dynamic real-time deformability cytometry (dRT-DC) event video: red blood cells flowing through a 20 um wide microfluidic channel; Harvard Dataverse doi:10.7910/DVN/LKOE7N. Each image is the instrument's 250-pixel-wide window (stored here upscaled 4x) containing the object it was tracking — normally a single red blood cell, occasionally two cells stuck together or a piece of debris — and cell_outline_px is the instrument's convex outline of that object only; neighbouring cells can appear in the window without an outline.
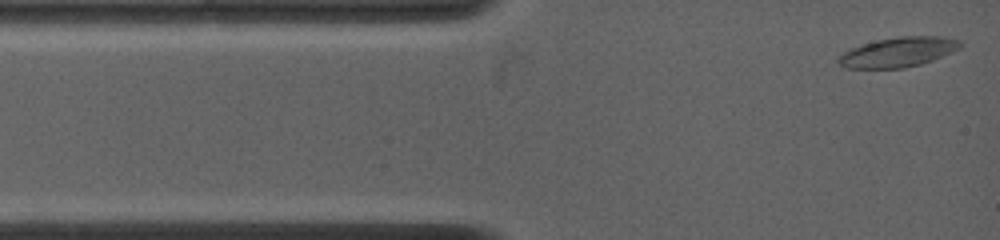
{"species": "common noctule bat (a hibernating species)", "species_latin": "Nyctalus noctula", "temperature_condition": "warm", "stored_images_in_passage": 32, "camera_frame_rate_fps": 4500, "um_per_image_px": 0.085, "animal": {"sex": "female", "body_mass_g": 19.0, "forearm_length_mm": 53.3}, "frame": {"image": 1, "passage_image": 1, "time_ms": 0.0, "image_size_px": [1000, 240], "cell_outline_px": [[964, 44], [960, 48], [932, 60], [920, 64], [904, 68], [844, 68], [836, 60], [836, 56], [852, 48], [876, 40], [900, 36], [940, 36], [960, 40]], "centroid_in_image_um": [76.33, 4.43], "position_along_channel_um": 8.7, "area_um2": 21.1}}
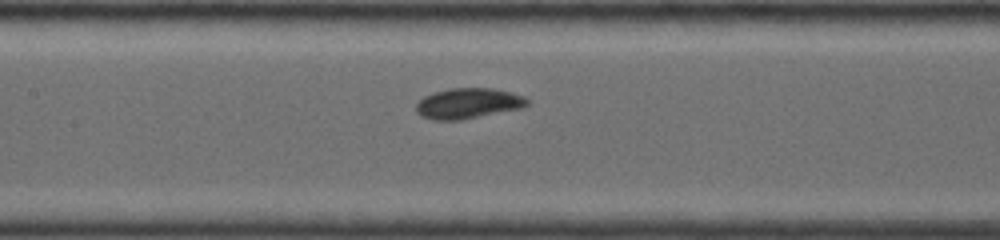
{"frame": {"image": 2, "passage_image": 14, "time_ms": 5.333, "image_size_px": [1000, 240], "cell_outline_px": [[528, 104], [524, 108], [460, 120], [432, 120], [420, 116], [416, 112], [416, 104], [424, 96], [432, 92], [448, 88], [492, 88], [512, 92], [524, 96], [528, 100]], "centroid_in_image_um": [39.78, 8.78], "position_along_channel_um": 167.6, "area_um2": 20.0}}
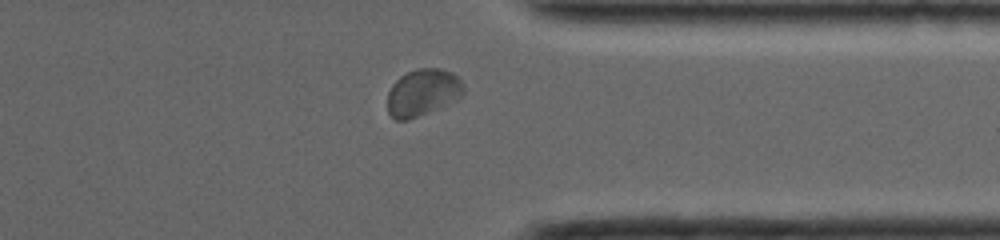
{"frame": {"image": 3, "passage_image": 28, "time_ms": 10.889, "image_size_px": [1000, 240], "cell_outline_px": [[464, 92], [460, 96], [436, 108], [408, 120], [396, 120], [388, 112], [388, 92], [392, 84], [400, 76], [416, 68], [440, 68], [452, 72], [464, 84]], "centroid_in_image_um": [35.9, 7.83], "position_along_channel_um": 375.5, "area_um2": 20.46}, "authors_computed_cell_mechanics": {"area_um2": 19.7387, "velocity_mm_per_s": 3.7935, "shape_relaxation_time_tau1_ms": 2.0191, "shape_relaxation_time_tau2_ms": 1.5146, "deformation_change_tau1": 0.0918, "deformation_change_tau2": 0.0419}}